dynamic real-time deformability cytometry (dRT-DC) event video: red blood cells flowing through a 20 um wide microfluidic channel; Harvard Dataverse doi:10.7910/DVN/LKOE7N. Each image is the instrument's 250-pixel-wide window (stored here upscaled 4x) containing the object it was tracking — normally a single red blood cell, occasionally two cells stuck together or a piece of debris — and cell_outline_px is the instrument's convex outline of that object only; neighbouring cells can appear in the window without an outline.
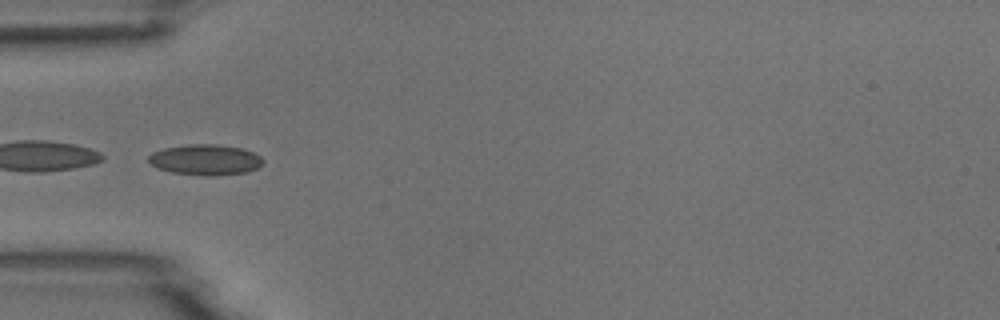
{"species": "common noctule bat (a hibernating species)", "species_latin": "Nyctalus noctula", "temperature_condition": "room temperature", "stored_images_in_passage": 7, "camera_frame_rate_fps": 3000, "um_per_image_px": 0.085, "animal": {"sex": "male", "body_mass_g": 18.8}, "frame": {"image": 1, "passage_image": 4, "time_ms": 3.667, "image_size_px": [1000, 320], "cell_outline_px": [[264, 164], [260, 168], [248, 172], [216, 176], [208, 176], [172, 172], [156, 168], [148, 160], [148, 156], [152, 152], [164, 148], [184, 144], [216, 144], [240, 148], [252, 152], [260, 156], [264, 160]], "centroid_in_image_um": [17.48, 13.58], "position_along_channel_um": 67.5, "area_um2": 20.69}}